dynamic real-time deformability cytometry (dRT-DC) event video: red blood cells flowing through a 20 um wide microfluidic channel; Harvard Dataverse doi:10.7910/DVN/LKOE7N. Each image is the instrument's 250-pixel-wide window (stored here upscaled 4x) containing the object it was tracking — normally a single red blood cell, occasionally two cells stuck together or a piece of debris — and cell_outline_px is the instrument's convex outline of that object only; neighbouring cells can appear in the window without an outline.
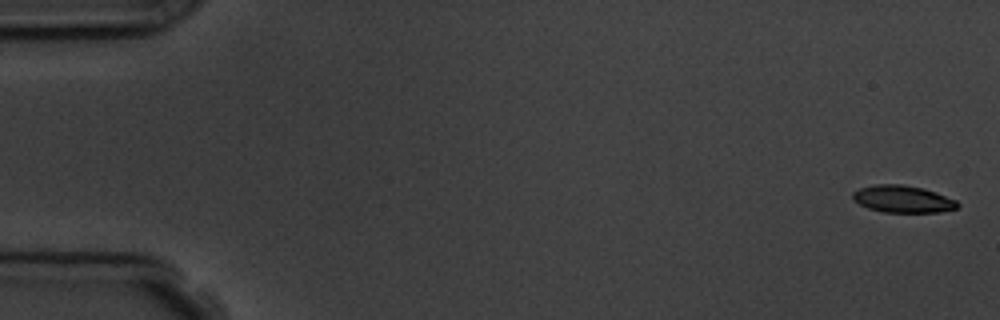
{"species": "common noctule bat (a hibernating species)", "species_latin": "Nyctalus noctula", "temperature_condition": "room temperature", "stored_images_in_passage": 6, "camera_frame_rate_fps": 3000, "um_per_image_px": 0.085, "animal": {"sex": "male", "body_mass_g": 19.5, "forearm_length_mm": 54.6}, "frame": {"image": 1, "passage_image": 1, "time_ms": 0.0, "image_size_px": [1000, 320], "cell_outline_px": [[960, 204], [956, 208], [940, 212], [884, 212], [868, 208], [852, 200], [852, 192], [860, 188], [876, 184], [904, 184], [924, 188], [936, 192], [956, 200]], "centroid_in_image_um": [76.73, 16.91], "position_along_channel_um": 8.3, "area_um2": 16.65}}
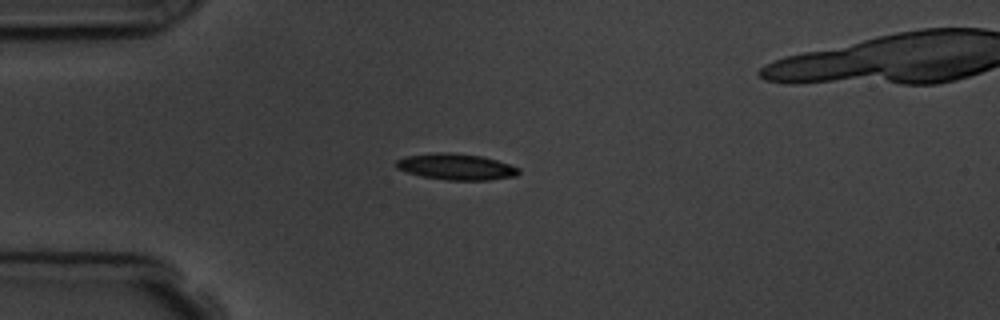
{"frame": {"image": 2, "passage_image": 5, "time_ms": 4.333, "image_size_px": [1000, 320], "cell_outline_px": [[520, 172], [516, 176], [488, 180], [448, 180], [424, 176], [408, 172], [396, 168], [396, 160], [404, 156], [440, 152], [452, 152], [484, 156], [520, 168]], "centroid_in_image_um": [38.79, 14.16], "position_along_channel_um": 46.2, "area_um2": 18.67}}